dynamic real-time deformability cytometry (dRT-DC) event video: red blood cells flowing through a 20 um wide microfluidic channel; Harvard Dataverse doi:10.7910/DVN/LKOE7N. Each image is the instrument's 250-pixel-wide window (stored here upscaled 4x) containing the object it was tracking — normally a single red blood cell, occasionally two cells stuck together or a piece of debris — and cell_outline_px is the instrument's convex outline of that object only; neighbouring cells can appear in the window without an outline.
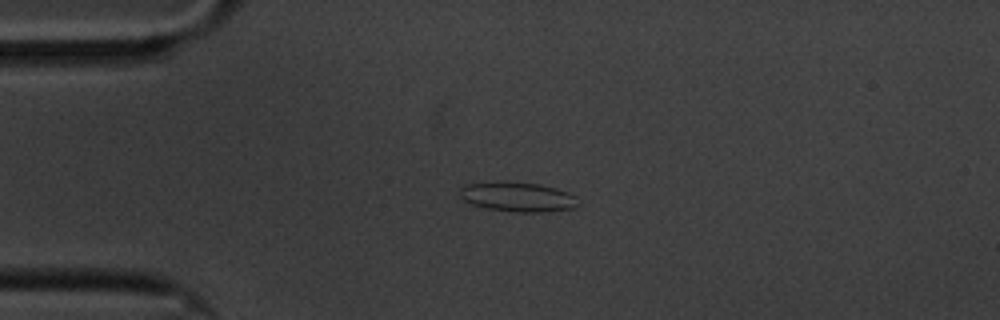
{"species": "common noctule bat (a hibernating species)", "species_latin": "Nyctalus noctula", "temperature_condition": "cold", "stored_images_in_passage": 47, "camera_frame_rate_fps": 3000, "um_per_image_px": 0.085, "animal": {"sex": "male", "body_mass_g": 20.1, "forearm_length_mm": 53.5}, "frame": {"image": 1, "passage_image": 1, "time_ms": 0.0, "image_size_px": [1000, 320], "cell_outline_px": [[576, 204], [572, 208], [544, 212], [520, 212], [488, 208], [472, 204], [464, 200], [460, 196], [460, 188], [464, 184], [504, 180], [540, 184], [556, 188], [568, 192], [576, 196]], "centroid_in_image_um": [43.96, 16.7], "position_along_channel_um": 41.0, "area_um2": 20.46}}
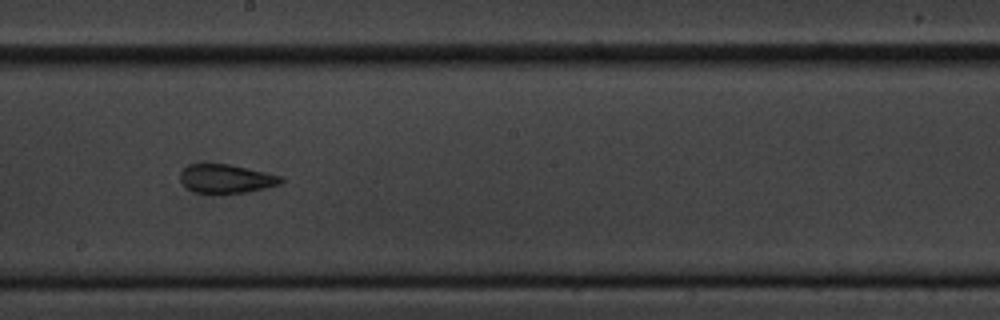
{"frame": {"image": 2, "passage_image": 20, "time_ms": 6.333, "image_size_px": [1000, 320], "cell_outline_px": [[284, 180], [280, 184], [264, 188], [244, 192], [196, 192], [188, 188], [180, 180], [180, 172], [188, 164], [228, 164], [284, 176]], "centroid_in_image_um": [19.24, 15.17], "position_along_channel_um": 229.0, "area_um2": 16.53}}
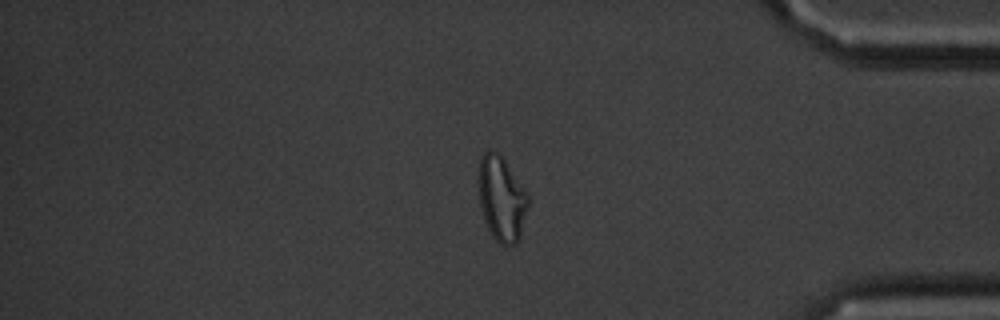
{"frame": {"image": 3, "passage_image": 37, "time_ms": 12.0, "image_size_px": [1000, 320], "cell_outline_px": [[528, 204], [520, 236], [516, 244], [500, 244], [492, 236], [484, 220], [480, 204], [480, 156], [488, 148], [496, 152], [504, 160], [524, 188], [528, 196]], "centroid_in_image_um": [42.64, 16.9], "position_along_channel_um": 392.6, "area_um2": 23.87}, "authors_computed_cell_mechanics": {"area_um2": 17.5712, "velocity_mm_per_s": 3.335, "shape_relaxation_time_tau1_ms": null, "shape_relaxation_time_tau2_ms": 2.368, "deformation_change_tau1": null, "deformation_change_tau2": 0.1061}}